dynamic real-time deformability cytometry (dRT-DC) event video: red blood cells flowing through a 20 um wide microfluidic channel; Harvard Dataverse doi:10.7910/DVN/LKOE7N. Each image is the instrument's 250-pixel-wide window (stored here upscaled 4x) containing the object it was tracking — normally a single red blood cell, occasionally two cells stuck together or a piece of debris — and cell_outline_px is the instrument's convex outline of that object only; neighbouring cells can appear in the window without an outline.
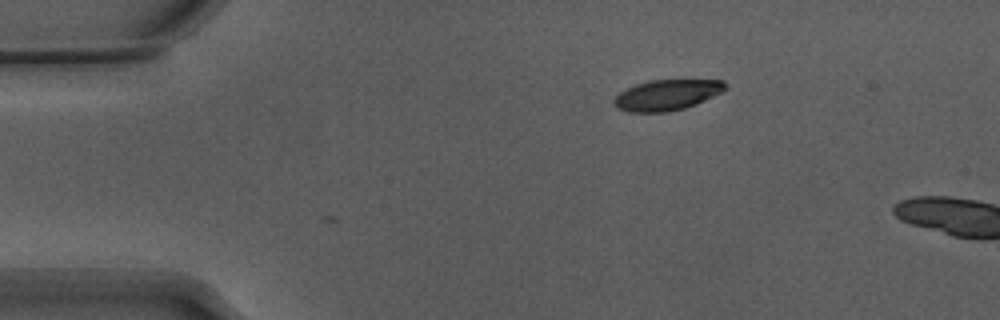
{"species": "Egyptian fruit bat (a non-hibernating species)", "species_latin": "Rousettus aegyptiacus", "temperature_condition": "warm", "stored_images_in_passage": 2, "camera_frame_rate_fps": 3000, "um_per_image_px": 0.085, "animal": {"sex": "male"}, "frame": {"image": 1, "passage_image": 2, "time_ms": 0.333, "image_size_px": [1000, 320], "cell_outline_px": [[728, 88], [696, 104], [684, 108], [668, 112], [628, 112], [616, 108], [612, 100], [620, 92], [636, 84], [652, 80], [724, 80]], "centroid_in_image_um": [56.67, 8.08], "position_along_channel_um": 28.3, "area_um2": 19.77}}